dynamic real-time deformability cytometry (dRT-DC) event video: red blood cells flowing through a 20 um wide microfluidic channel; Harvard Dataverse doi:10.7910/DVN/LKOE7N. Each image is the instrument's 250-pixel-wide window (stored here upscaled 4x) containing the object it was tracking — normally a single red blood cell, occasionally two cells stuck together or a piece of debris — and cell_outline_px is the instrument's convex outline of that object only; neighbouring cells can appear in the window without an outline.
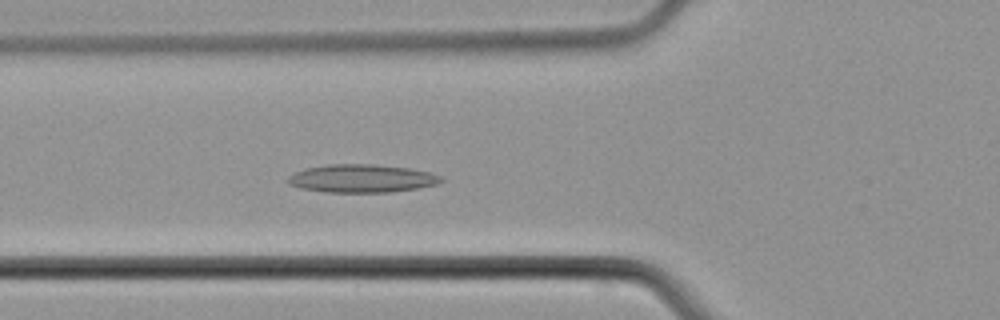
{"species": "common noctule bat (a hibernating species)", "species_latin": "Nyctalus noctula", "temperature_condition": "cold", "stored_images_in_passage": 45, "camera_frame_rate_fps": 3000, "um_per_image_px": 0.085, "animal": {"sex": "male", "body_mass_g": 21.5, "forearm_length_mm": 52.0}, "frame": {"image": 1, "passage_image": 13, "time_ms": 4.0, "image_size_px": [1000, 320], "cell_outline_px": [[444, 180], [436, 184], [416, 188], [392, 192], [324, 192], [300, 188], [288, 184], [288, 176], [304, 168], [328, 164], [372, 164], [408, 168], [432, 172], [440, 176]], "centroid_in_image_um": [30.73, 15.16], "position_along_channel_um": 95.1, "area_um2": 25.09}}
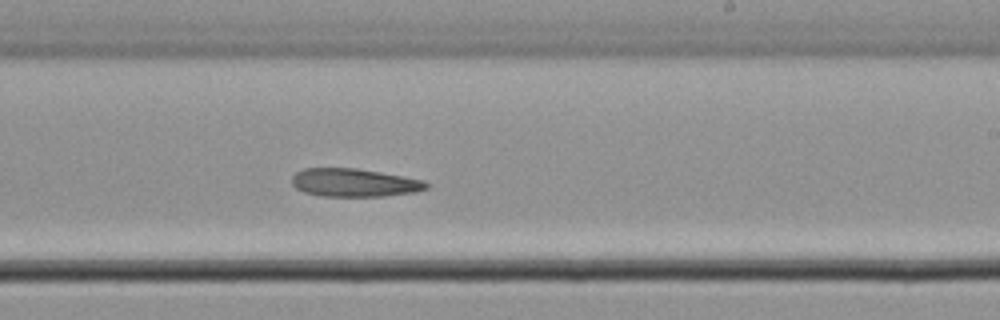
{"frame": {"image": 2, "passage_image": 25, "time_ms": 8.0, "image_size_px": [1000, 320], "cell_outline_px": [[428, 188], [416, 192], [384, 196], [320, 196], [304, 192], [296, 188], [292, 184], [292, 176], [296, 172], [304, 168], [356, 168], [380, 172], [424, 180], [428, 184]], "centroid_in_image_um": [30.1, 15.53], "position_along_channel_um": 258.9, "area_um2": 22.08}}
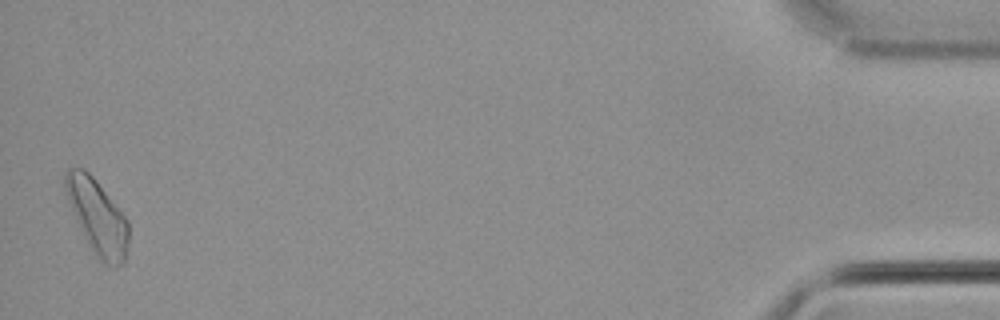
{"frame": {"image": 3, "passage_image": 44, "time_ms": 14.333, "image_size_px": [1000, 320], "cell_outline_px": [[128, 240], [124, 264], [116, 268], [112, 268], [104, 264], [100, 260], [92, 248], [68, 200], [64, 188], [64, 172], [68, 168], [84, 168], [96, 180], [128, 220]], "centroid_in_image_um": [8.3, 18.42], "position_along_channel_um": 426.9, "area_um2": 26.82}}